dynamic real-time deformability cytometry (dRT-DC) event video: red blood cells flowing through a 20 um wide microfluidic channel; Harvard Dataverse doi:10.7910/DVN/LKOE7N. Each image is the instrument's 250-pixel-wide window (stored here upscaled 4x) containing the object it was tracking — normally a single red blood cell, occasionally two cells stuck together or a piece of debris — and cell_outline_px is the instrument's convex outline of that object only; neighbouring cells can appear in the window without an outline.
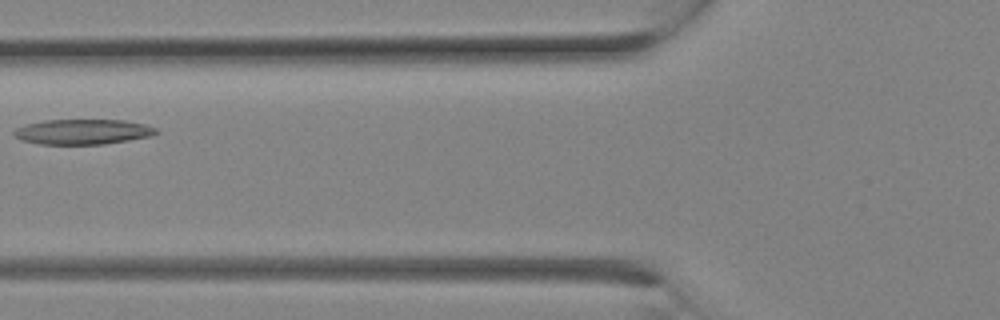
{"species": "Egyptian fruit bat (a non-hibernating species)", "species_latin": "Rousettus aegyptiacus", "temperature_condition": "room temperature", "stored_images_in_passage": 11, "camera_frame_rate_fps": 3000, "um_per_image_px": 0.085, "animal": {"sex": "female"}, "frame": {"image": 1, "passage_image": 7, "time_ms": 2.0, "image_size_px": [1000, 320], "cell_outline_px": [[160, 132], [152, 136], [104, 144], [40, 144], [20, 140], [12, 132], [16, 128], [28, 124], [44, 120], [124, 120], [144, 124], [156, 128]], "centroid_in_image_um": [7.05, 11.2], "position_along_channel_um": 118.7, "area_um2": 20.81}}
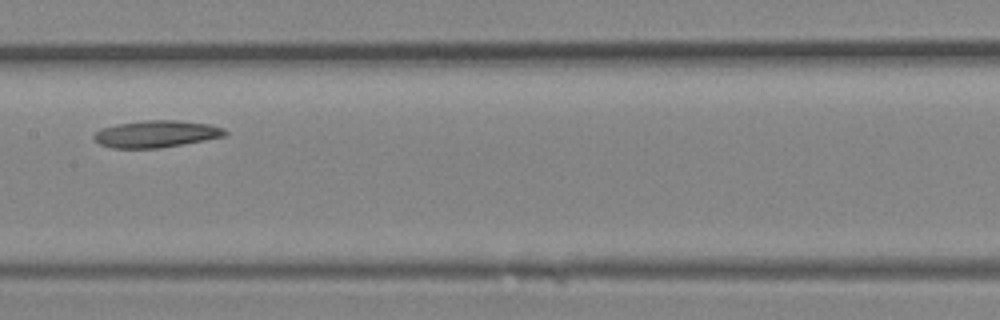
{"frame": {"image": 2, "passage_image": 10, "time_ms": 3.0, "image_size_px": [1000, 320], "cell_outline_px": [[228, 132], [224, 136], [204, 140], [160, 148], [112, 148], [100, 144], [92, 136], [100, 128], [116, 124], [144, 120], [180, 120], [208, 124], [224, 128]], "centroid_in_image_um": [13.26, 11.38], "position_along_channel_um": 194.1, "area_um2": 20.58}}